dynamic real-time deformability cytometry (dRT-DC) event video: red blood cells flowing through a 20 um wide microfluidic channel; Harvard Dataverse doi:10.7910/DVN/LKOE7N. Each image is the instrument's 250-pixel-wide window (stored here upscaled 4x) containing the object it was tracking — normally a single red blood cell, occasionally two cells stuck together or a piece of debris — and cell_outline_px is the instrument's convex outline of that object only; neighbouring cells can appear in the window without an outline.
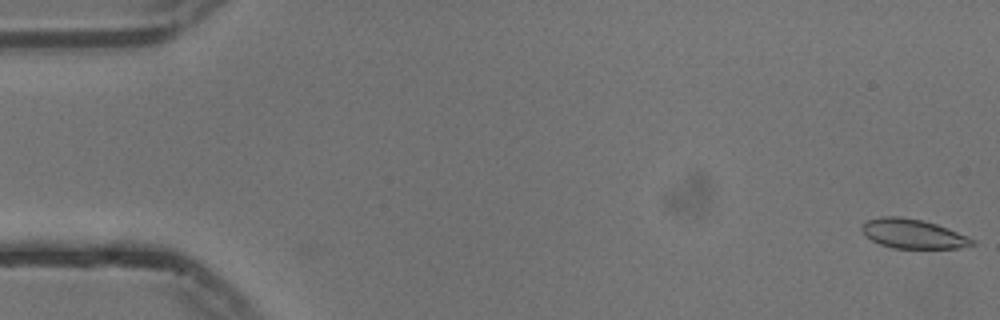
{"species": "common noctule bat (a hibernating species)", "species_latin": "Nyctalus noctula", "temperature_condition": "cold", "stored_images_in_passage": 55, "camera_frame_rate_fps": 3000, "um_per_image_px": 0.085, "animal": {"sex": "male", "body_mass_g": 13.3}, "frame": {"image": 1, "passage_image": 1, "time_ms": 0.0, "image_size_px": [1000, 320], "cell_outline_px": [[976, 244], [960, 248], [892, 248], [880, 244], [872, 240], [860, 228], [868, 220], [880, 216], [900, 216], [924, 220], [936, 224], [968, 236], [976, 240]], "centroid_in_image_um": [77.64, 19.87], "position_along_channel_um": 7.4, "area_um2": 18.84}}
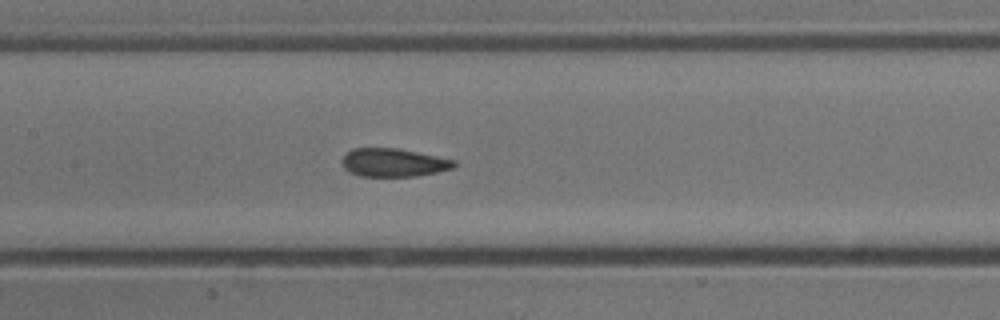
{"frame": {"image": 2, "passage_image": 26, "time_ms": 8.333, "image_size_px": [1000, 320], "cell_outline_px": [[456, 168], [416, 176], [360, 176], [348, 172], [344, 168], [340, 160], [352, 148], [396, 148], [456, 160]], "centroid_in_image_um": [33.44, 13.82], "position_along_channel_um": 174.0, "area_um2": 18.5}}
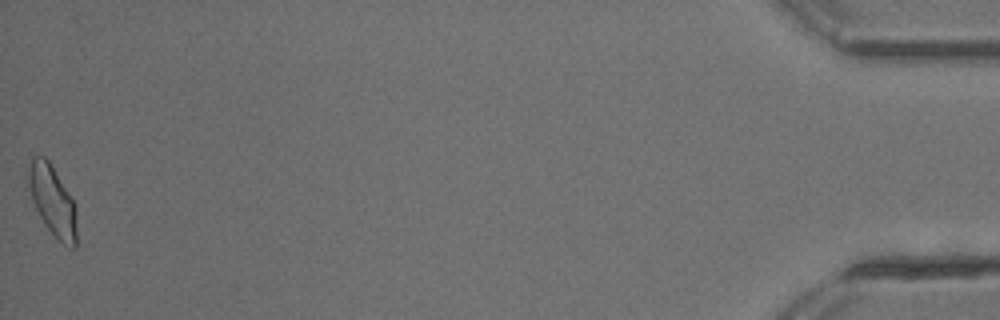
{"frame": {"image": 3, "passage_image": 55, "time_ms": 18.0, "image_size_px": [1000, 320], "cell_outline_px": [[76, 248], [68, 248], [44, 224], [32, 200], [28, 188], [28, 176], [32, 160], [36, 156], [44, 156], [48, 160], [76, 204]], "centroid_in_image_um": [4.49, 17.09], "position_along_channel_um": 430.7, "area_um2": 19.42}, "authors_computed_cell_mechanics": {"area_um2": 19.1318, "velocity_mm_per_s": 3.7293, "shape_relaxation_time_tau1_ms": 10.9191, "shape_relaxation_time_tau2_ms": 1.0129, "deformation_change_tau1": 0.1929, "deformation_change_tau2": 0.0676}}